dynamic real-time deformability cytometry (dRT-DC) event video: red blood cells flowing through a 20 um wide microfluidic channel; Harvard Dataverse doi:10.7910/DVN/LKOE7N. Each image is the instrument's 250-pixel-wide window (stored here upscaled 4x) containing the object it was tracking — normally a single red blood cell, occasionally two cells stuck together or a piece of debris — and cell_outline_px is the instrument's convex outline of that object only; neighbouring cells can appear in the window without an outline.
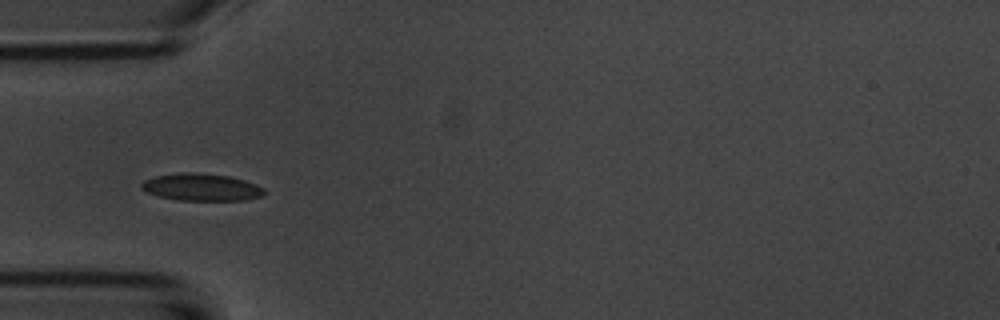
{"species": "common noctule bat (a hibernating species)", "species_latin": "Nyctalus noctula", "temperature_condition": "room temperature", "stored_images_in_passage": 25, "camera_frame_rate_fps": 3000, "um_per_image_px": 0.085, "animal": {"sex": "male", "body_mass_g": 20.1, "forearm_length_mm": 53.5}, "frame": {"image": 1, "passage_image": 4, "time_ms": 1.0, "image_size_px": [1000, 320], "cell_outline_px": [[268, 192], [264, 196], [248, 200], [180, 200], [160, 196], [148, 192], [140, 188], [140, 184], [144, 180], [156, 176], [176, 172], [196, 172], [228, 176], [244, 180], [256, 184], [264, 188]], "centroid_in_image_um": [17.17, 15.9], "position_along_channel_um": 67.8, "area_um2": 19.65}}
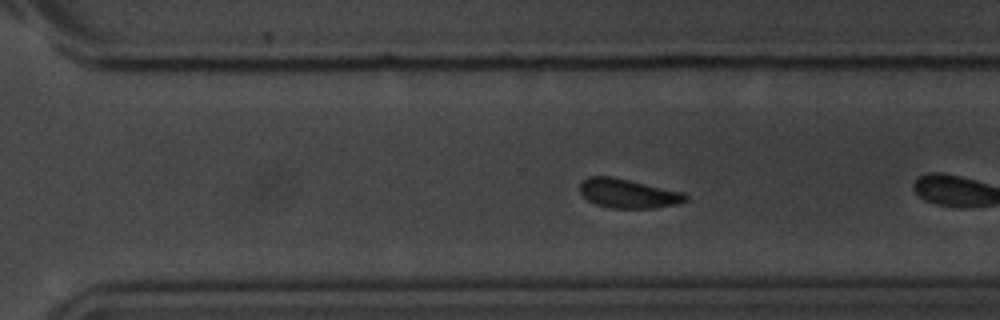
{"frame": {"image": 2, "passage_image": 22, "time_ms": 7.0, "image_size_px": [1000, 320], "cell_outline_px": [[688, 200], [676, 204], [656, 208], [612, 208], [596, 204], [588, 200], [580, 192], [580, 184], [588, 176], [612, 176], [684, 192], [688, 196]], "centroid_in_image_um": [53.41, 16.44], "position_along_channel_um": 317.2, "area_um2": 17.98}}